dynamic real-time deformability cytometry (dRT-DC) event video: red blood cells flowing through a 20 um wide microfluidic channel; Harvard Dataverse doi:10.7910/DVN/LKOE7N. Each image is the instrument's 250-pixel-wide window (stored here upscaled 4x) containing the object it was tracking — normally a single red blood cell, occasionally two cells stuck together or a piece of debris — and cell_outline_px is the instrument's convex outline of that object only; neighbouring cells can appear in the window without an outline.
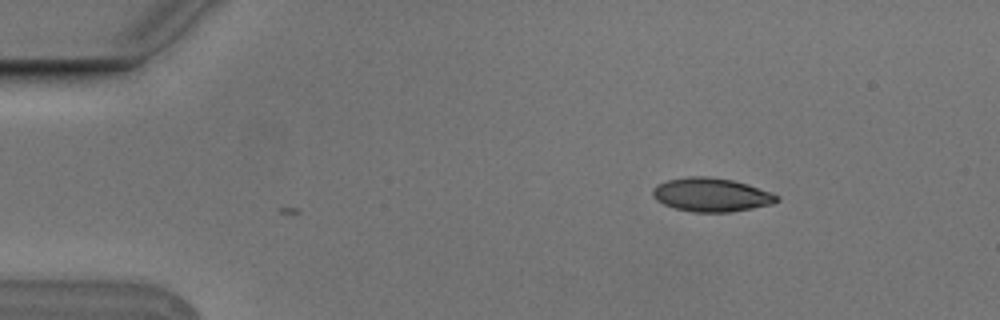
{"species": "Egyptian fruit bat (a non-hibernating species)", "species_latin": "Rousettus aegyptiacus", "temperature_condition": "cold", "stored_images_in_passage": 3, "camera_frame_rate_fps": 3000, "um_per_image_px": 0.085, "animal": {"sex": "male"}, "frame": {"image": 1, "passage_image": 1, "time_ms": 0.0, "image_size_px": [1000, 320], "cell_outline_px": [[780, 200], [772, 204], [752, 208], [728, 212], [692, 212], [676, 208], [664, 204], [656, 200], [652, 196], [652, 188], [656, 184], [668, 180], [688, 176], [708, 176], [732, 180], [748, 184], [780, 196]], "centroid_in_image_um": [60.44, 16.55], "position_along_channel_um": 24.6, "area_um2": 24.39}}